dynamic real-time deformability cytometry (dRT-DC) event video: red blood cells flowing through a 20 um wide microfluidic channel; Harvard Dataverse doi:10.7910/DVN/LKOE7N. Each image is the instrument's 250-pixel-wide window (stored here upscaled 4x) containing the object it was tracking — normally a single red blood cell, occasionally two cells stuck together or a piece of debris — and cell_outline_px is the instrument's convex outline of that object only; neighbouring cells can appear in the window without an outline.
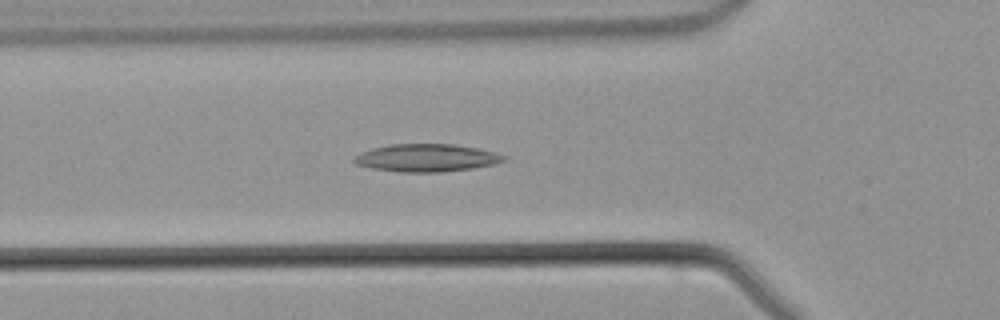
{"species": "common noctule bat (a hibernating species)", "species_latin": "Nyctalus noctula", "temperature_condition": "warm", "stored_images_in_passage": 41, "camera_frame_rate_fps": 3000, "um_per_image_px": 0.085, "animal": {"sex": "male", "body_mass_g": 21.5, "forearm_length_mm": 52.0}, "frame": {"image": 1, "passage_image": 11, "time_ms": 3.333, "image_size_px": [1000, 320], "cell_outline_px": [[504, 160], [496, 164], [472, 168], [440, 172], [400, 172], [372, 168], [356, 164], [352, 160], [360, 152], [372, 148], [392, 144], [452, 144], [476, 148], [492, 152], [504, 156]], "centroid_in_image_um": [36.21, 13.42], "position_along_channel_um": 89.6, "area_um2": 23.87}}
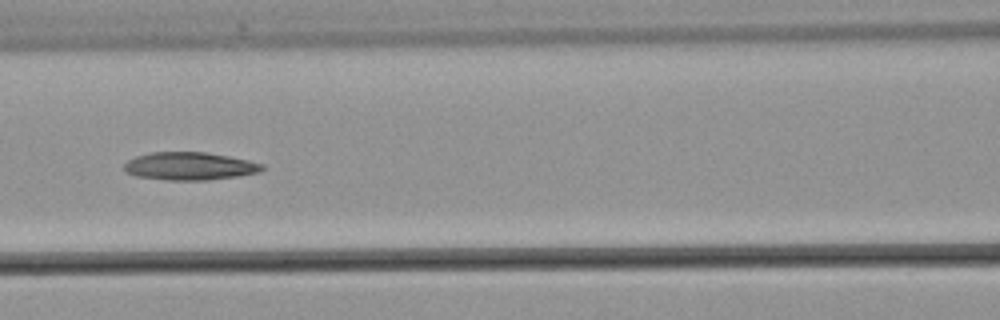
{"frame": {"image": 2, "passage_image": 15, "time_ms": 4.667, "image_size_px": [1000, 320], "cell_outline_px": [[264, 168], [260, 172], [236, 176], [204, 180], [168, 180], [136, 176], [124, 172], [124, 164], [128, 160], [136, 156], [152, 152], [208, 152], [248, 160], [264, 164]], "centroid_in_image_um": [16.1, 14.12], "position_along_channel_um": 150.5, "area_um2": 22.37}}
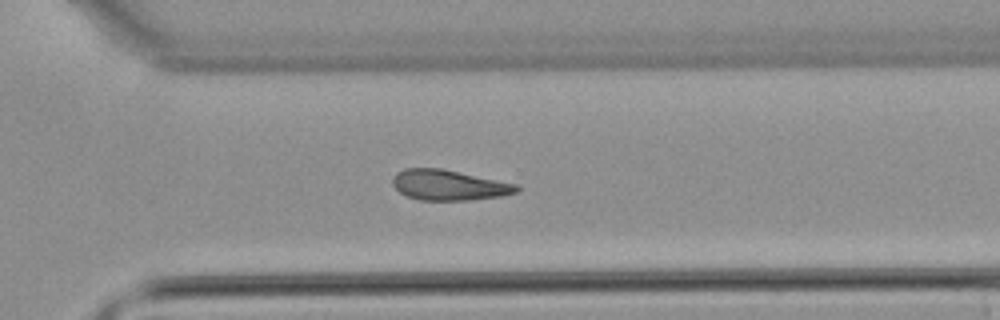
{"frame": {"image": 3, "passage_image": 27, "time_ms": 8.667, "image_size_px": [1000, 320], "cell_outline_px": [[520, 188], [516, 192], [500, 196], [472, 200], [420, 200], [404, 196], [392, 184], [392, 180], [396, 172], [404, 168], [440, 168], [520, 184]], "centroid_in_image_um": [38.15, 15.73], "position_along_channel_um": 332.4, "area_um2": 22.14}}